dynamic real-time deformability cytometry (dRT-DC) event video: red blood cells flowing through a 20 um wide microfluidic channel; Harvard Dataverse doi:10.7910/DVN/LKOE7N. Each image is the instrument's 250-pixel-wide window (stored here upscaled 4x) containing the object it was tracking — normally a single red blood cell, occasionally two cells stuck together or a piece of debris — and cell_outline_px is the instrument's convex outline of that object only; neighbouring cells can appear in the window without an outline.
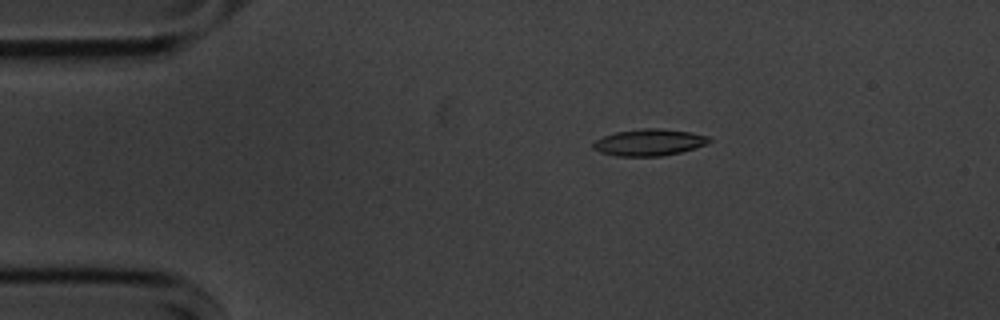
{"species": "common noctule bat (a hibernating species)", "species_latin": "Nyctalus noctula", "temperature_condition": "cold", "stored_images_in_passage": 46, "camera_frame_rate_fps": 3000, "um_per_image_px": 0.085, "animal": {"sex": "male", "body_mass_g": 20.1, "forearm_length_mm": 53.5}, "frame": {"image": 1, "passage_image": 1, "time_ms": 0.0, "image_size_px": [1000, 320], "cell_outline_px": [[712, 140], [704, 144], [680, 152], [660, 156], [616, 156], [600, 152], [592, 148], [592, 144], [596, 140], [604, 136], [616, 132], [644, 128], [660, 128], [688, 132], [708, 136]], "centroid_in_image_um": [55.13, 12.1], "position_along_channel_um": 29.9, "area_um2": 17.74}}
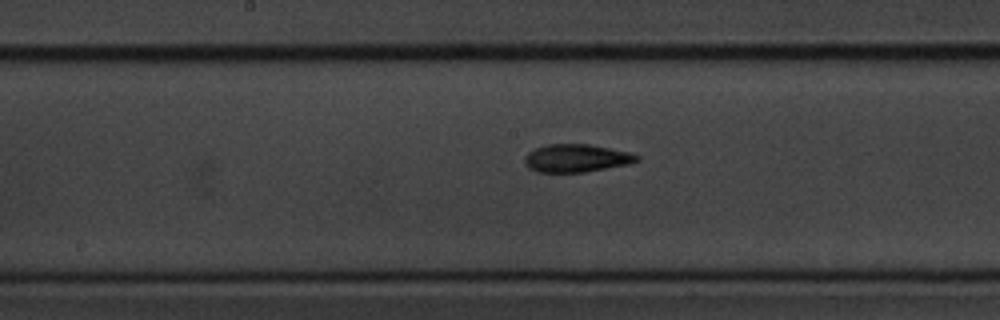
{"frame": {"image": 2, "passage_image": 19, "time_ms": 6.0, "image_size_px": [1000, 320], "cell_outline_px": [[640, 160], [628, 164], [584, 172], [536, 172], [528, 168], [524, 164], [524, 156], [528, 152], [536, 148], [548, 144], [588, 144], [632, 152], [640, 156]], "centroid_in_image_um": [48.98, 13.44], "position_along_channel_um": 199.2, "area_um2": 18.38}}
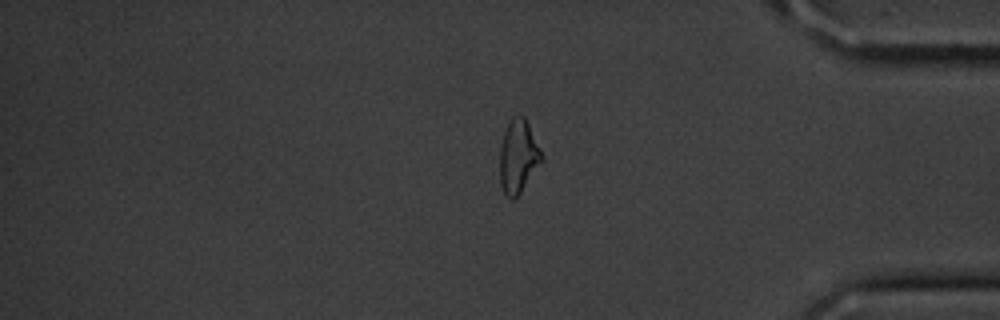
{"frame": {"image": 3, "passage_image": 37, "time_ms": 12.0, "image_size_px": [1000, 320], "cell_outline_px": [[544, 160], [516, 200], [512, 200], [504, 192], [500, 184], [500, 148], [504, 132], [512, 116], [524, 116], [544, 156]], "centroid_in_image_um": [44.07, 13.35], "position_along_channel_um": 391.1, "area_um2": 18.03}, "authors_computed_cell_mechanics": {"area_um2": 18.0914, "velocity_mm_per_s": 3.5942, "shape_relaxation_time_tau1_ms": 3.922, "shape_relaxation_time_tau2_ms": 10.2174, "deformation_change_tau1": 0.1388, "deformation_change_tau2": 0.2059}}